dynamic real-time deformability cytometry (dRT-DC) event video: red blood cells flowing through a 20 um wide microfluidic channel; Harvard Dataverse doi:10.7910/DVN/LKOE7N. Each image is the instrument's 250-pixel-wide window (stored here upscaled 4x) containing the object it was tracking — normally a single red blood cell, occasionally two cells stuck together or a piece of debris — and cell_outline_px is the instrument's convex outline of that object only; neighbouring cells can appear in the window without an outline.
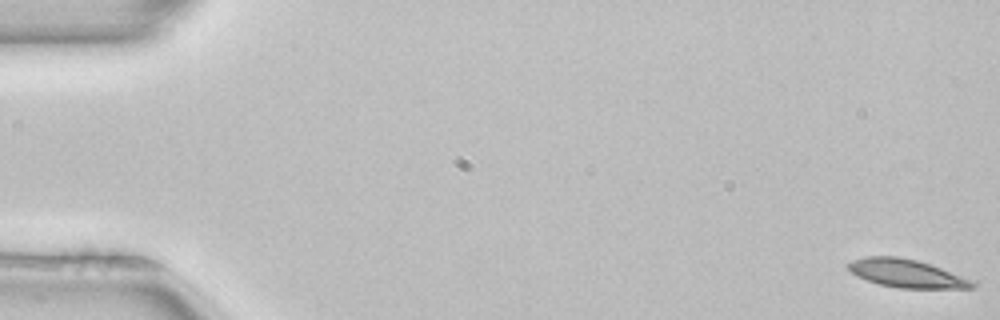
{"species": "common noctule bat (a hibernating species)", "species_latin": "Nyctalus noctula", "temperature_condition": "room temperature", "stored_images_in_passage": 52, "camera_frame_rate_fps": 3000, "um_per_image_px": 0.085, "animal": {"sex": "female", "body_mass_g": 22.7, "forearm_length_mm": 54.2}, "frame": {"image": 1, "passage_image": 1, "time_ms": 0.0, "image_size_px": [1000, 320], "cell_outline_px": [[976, 284], [972, 288], [900, 288], [880, 284], [868, 280], [852, 272], [844, 264], [852, 260], [864, 256], [896, 256], [916, 260], [976, 280]], "centroid_in_image_um": [77.07, 23.23], "position_along_channel_um": 7.9, "area_um2": 20.23}}
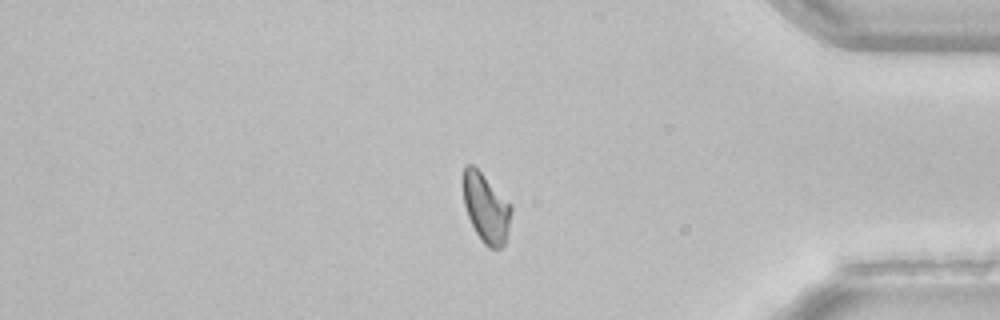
{"frame": {"image": 2, "passage_image": 44, "time_ms": 14.333, "image_size_px": [1000, 320], "cell_outline_px": [[512, 212], [504, 244], [500, 248], [488, 248], [480, 240], [468, 216], [464, 204], [464, 164], [472, 164], [512, 204]], "centroid_in_image_um": [41.32, 17.69], "position_along_channel_um": 393.9, "area_um2": 19.07}}
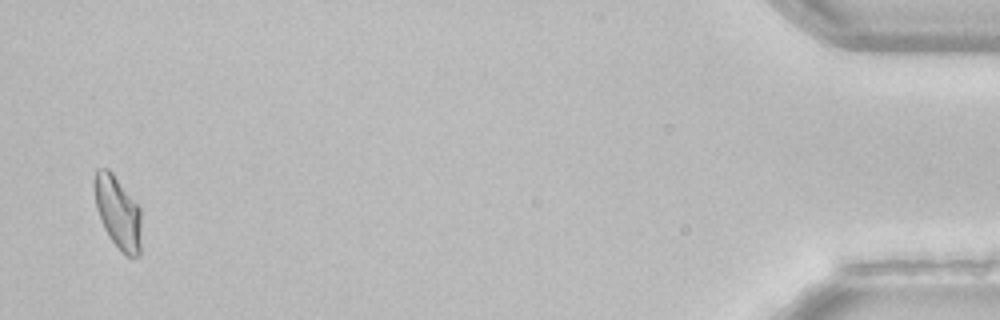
{"frame": {"image": 3, "passage_image": 51, "time_ms": 16.667, "image_size_px": [1000, 320], "cell_outline_px": [[140, 256], [124, 256], [108, 236], [100, 220], [96, 208], [96, 168], [108, 168], [112, 172], [140, 208]], "centroid_in_image_um": [10.03, 18.11], "position_along_channel_um": 425.2, "area_um2": 19.48}}